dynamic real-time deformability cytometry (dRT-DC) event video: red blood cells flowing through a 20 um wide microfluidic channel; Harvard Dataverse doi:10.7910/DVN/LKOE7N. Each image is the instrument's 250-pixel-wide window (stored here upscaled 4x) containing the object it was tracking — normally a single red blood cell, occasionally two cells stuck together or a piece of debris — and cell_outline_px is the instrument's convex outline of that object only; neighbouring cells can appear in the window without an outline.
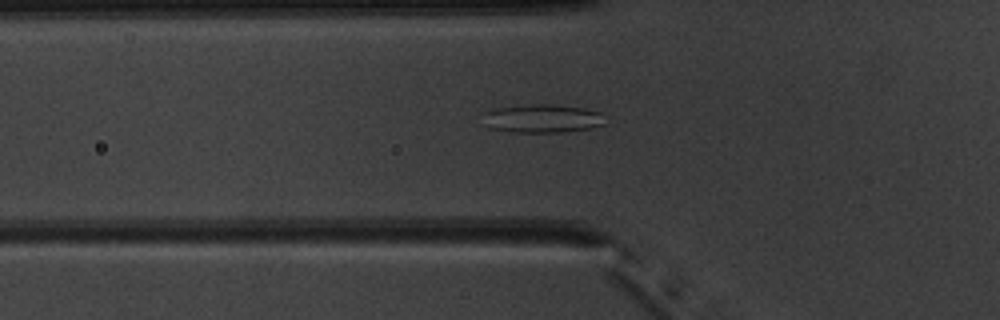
{"species": "common noctule bat (a hibernating species)", "species_latin": "Nyctalus noctula", "temperature_condition": "warm", "stored_images_in_passage": 35, "camera_frame_rate_fps": 3000, "um_per_image_px": 0.085, "animal": {"sex": "male", "body_mass_g": 20.1, "forearm_length_mm": 53.5}, "frame": {"image": 1, "passage_image": 2, "time_ms": 0.333, "image_size_px": [1000, 320], "cell_outline_px": [[604, 124], [588, 128], [560, 132], [512, 132], [488, 128], [484, 112], [492, 108], [532, 104], [548, 104], [584, 108], [600, 112]], "centroid_in_image_um": [46.05, 10.07], "position_along_channel_um": 79.7, "area_um2": 19.94}}
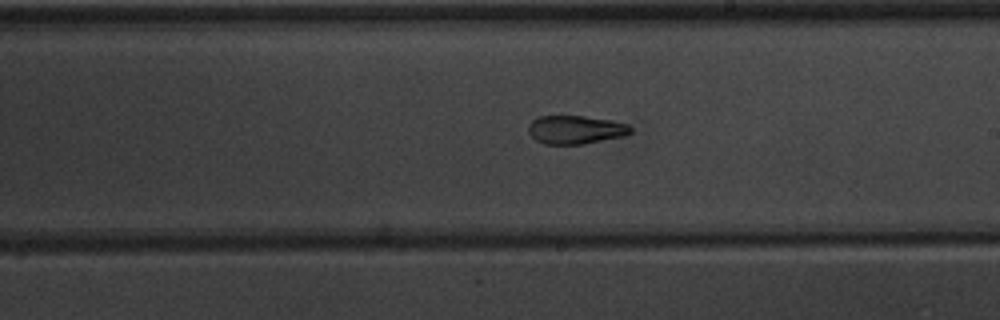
{"frame": {"image": 2, "passage_image": 14, "time_ms": 4.333, "image_size_px": [1000, 320], "cell_outline_px": [[632, 132], [624, 136], [584, 144], [544, 144], [536, 140], [528, 132], [528, 124], [532, 120], [540, 116], [584, 116], [612, 120], [628, 124], [632, 128]], "centroid_in_image_um": [48.93, 11.02], "position_along_channel_um": 240.1, "area_um2": 17.05}}
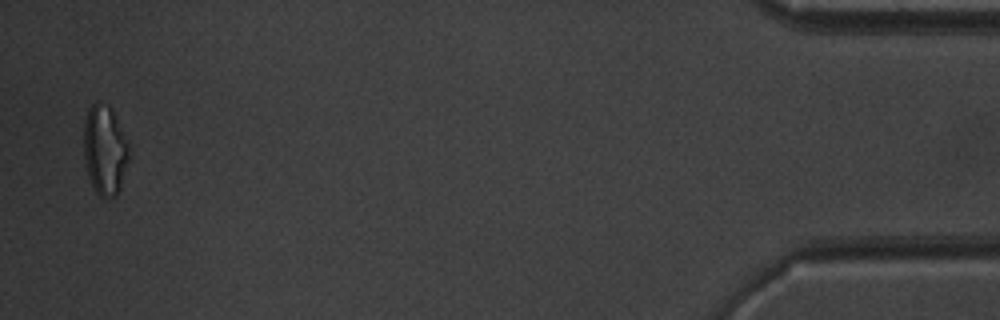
{"frame": {"image": 3, "passage_image": 34, "time_ms": 11.0, "image_size_px": [1000, 320], "cell_outline_px": [[128, 160], [120, 188], [116, 196], [104, 200], [96, 192], [88, 176], [84, 164], [84, 120], [88, 108], [92, 104], [108, 104], [112, 108], [128, 144]], "centroid_in_image_um": [8.89, 12.78], "position_along_channel_um": 426.3, "area_um2": 23.64}, "authors_computed_cell_mechanics": {"area_um2": 18.3226, "velocity_mm_per_s": 3.9836, "shape_relaxation_time_tau1_ms": null, "shape_relaxation_time_tau2_ms": 3.2124, "deformation_change_tau1": null, "deformation_change_tau2": 0.103}}